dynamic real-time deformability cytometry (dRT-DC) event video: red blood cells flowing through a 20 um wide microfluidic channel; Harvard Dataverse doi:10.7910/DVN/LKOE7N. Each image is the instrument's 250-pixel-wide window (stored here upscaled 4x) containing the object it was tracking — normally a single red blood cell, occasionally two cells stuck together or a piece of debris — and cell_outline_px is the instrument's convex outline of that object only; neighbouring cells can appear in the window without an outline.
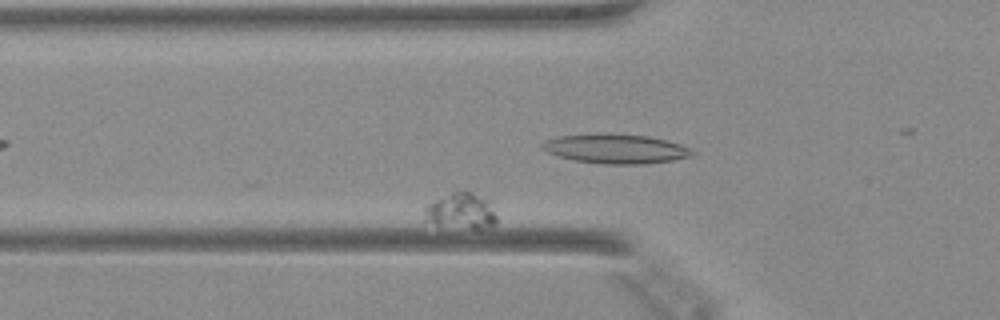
{"species": "Egyptian fruit bat (a non-hibernating species)", "species_latin": "Rousettus aegyptiacus", "temperature_condition": "warm", "stored_images_in_passage": 47, "camera_frame_rate_fps": 3000, "um_per_image_px": 0.085, "animal": {"sex": "female"}, "frame": {"image": 1, "passage_image": 15, "time_ms": 4.667, "image_size_px": [1000, 320], "cell_outline_px": [[496, 224], [492, 228], [480, 232], [436, 224], [424, 220], [424, 208], [428, 204], [452, 192], [472, 192], [492, 200], [496, 216]], "centroid_in_image_um": [39.29, 18.0], "position_along_channel_um": 86.5, "area_um2": 15.84}}
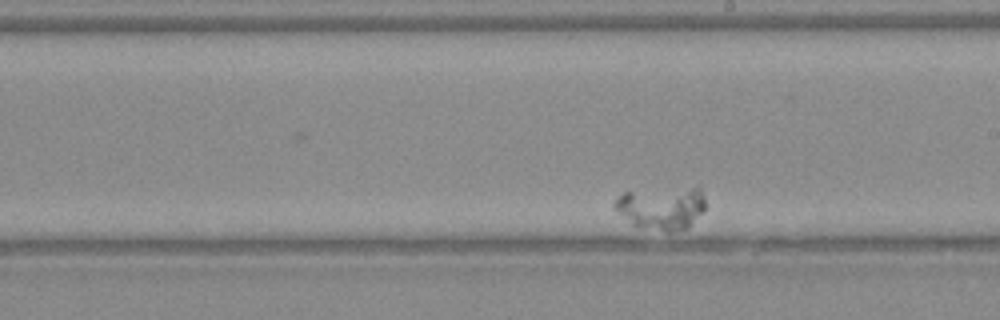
{"frame": {"image": 2, "passage_image": 32, "time_ms": 10.333, "image_size_px": [1000, 320], "cell_outline_px": [[704, 208], [688, 228], [672, 232], [664, 232], [636, 228], [612, 208], [612, 204], [624, 192], [696, 184], [700, 184], [704, 200]], "centroid_in_image_um": [56.23, 17.65], "position_along_channel_um": 232.8, "area_um2": 23.7}}
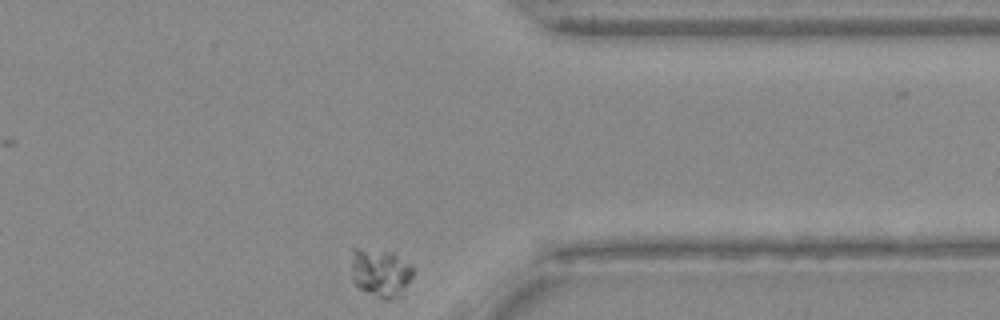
{"frame": {"image": 3, "passage_image": 47, "time_ms": 15.333, "image_size_px": [1000, 320], "cell_outline_px": [[412, 276], [404, 296], [392, 300], [384, 300], [360, 288], [352, 280], [352, 248], [360, 248], [392, 252], [412, 264]], "centroid_in_image_um": [32.39, 23.21], "position_along_channel_um": 379.0, "area_um2": 17.69}}